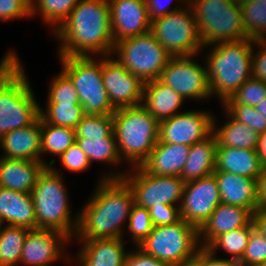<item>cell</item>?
Listing matches in <instances>:
<instances>
[{"label":"cell","mask_w":266,"mask_h":266,"mask_svg":"<svg viewBox=\"0 0 266 266\" xmlns=\"http://www.w3.org/2000/svg\"><path fill=\"white\" fill-rule=\"evenodd\" d=\"M61 166L73 173H82L91 167L87 155L74 143L59 158Z\"/></svg>","instance_id":"7bdbcfd3"},{"label":"cell","mask_w":266,"mask_h":266,"mask_svg":"<svg viewBox=\"0 0 266 266\" xmlns=\"http://www.w3.org/2000/svg\"><path fill=\"white\" fill-rule=\"evenodd\" d=\"M253 42L246 38L203 47L210 49L202 58H205L211 96L220 104L252 77Z\"/></svg>","instance_id":"277c9868"},{"label":"cell","mask_w":266,"mask_h":266,"mask_svg":"<svg viewBox=\"0 0 266 266\" xmlns=\"http://www.w3.org/2000/svg\"><path fill=\"white\" fill-rule=\"evenodd\" d=\"M56 161V158H51L49 167L39 175L31 192L36 227L58 230L73 240L78 229L79 213H75L73 218L63 170L54 166Z\"/></svg>","instance_id":"5b68a950"},{"label":"cell","mask_w":266,"mask_h":266,"mask_svg":"<svg viewBox=\"0 0 266 266\" xmlns=\"http://www.w3.org/2000/svg\"><path fill=\"white\" fill-rule=\"evenodd\" d=\"M203 46L248 38L239 5L232 0H188Z\"/></svg>","instance_id":"ba28073f"},{"label":"cell","mask_w":266,"mask_h":266,"mask_svg":"<svg viewBox=\"0 0 266 266\" xmlns=\"http://www.w3.org/2000/svg\"><path fill=\"white\" fill-rule=\"evenodd\" d=\"M148 210L153 226L171 225L182 219L180 206H152Z\"/></svg>","instance_id":"f6af8a7d"},{"label":"cell","mask_w":266,"mask_h":266,"mask_svg":"<svg viewBox=\"0 0 266 266\" xmlns=\"http://www.w3.org/2000/svg\"><path fill=\"white\" fill-rule=\"evenodd\" d=\"M80 0H31V17L40 15L43 24L51 26L52 33L69 16Z\"/></svg>","instance_id":"1f68e13d"},{"label":"cell","mask_w":266,"mask_h":266,"mask_svg":"<svg viewBox=\"0 0 266 266\" xmlns=\"http://www.w3.org/2000/svg\"><path fill=\"white\" fill-rule=\"evenodd\" d=\"M61 71L77 90L85 114L112 115L113 107L102 81V56L58 57Z\"/></svg>","instance_id":"52a82bcc"},{"label":"cell","mask_w":266,"mask_h":266,"mask_svg":"<svg viewBox=\"0 0 266 266\" xmlns=\"http://www.w3.org/2000/svg\"><path fill=\"white\" fill-rule=\"evenodd\" d=\"M257 266H266V262L260 264V265H257Z\"/></svg>","instance_id":"6f0895ef"},{"label":"cell","mask_w":266,"mask_h":266,"mask_svg":"<svg viewBox=\"0 0 266 266\" xmlns=\"http://www.w3.org/2000/svg\"><path fill=\"white\" fill-rule=\"evenodd\" d=\"M102 81L115 109L141 105L145 83L111 55L102 56Z\"/></svg>","instance_id":"e0dca14e"},{"label":"cell","mask_w":266,"mask_h":266,"mask_svg":"<svg viewBox=\"0 0 266 266\" xmlns=\"http://www.w3.org/2000/svg\"><path fill=\"white\" fill-rule=\"evenodd\" d=\"M190 147L157 141L148 158L140 165L147 173L157 176H180Z\"/></svg>","instance_id":"cb8c5ba5"},{"label":"cell","mask_w":266,"mask_h":266,"mask_svg":"<svg viewBox=\"0 0 266 266\" xmlns=\"http://www.w3.org/2000/svg\"><path fill=\"white\" fill-rule=\"evenodd\" d=\"M222 111L226 117L223 125L217 123L215 115L213 117V134L216 136L217 147L257 150L260 135L249 126L234 120L224 109Z\"/></svg>","instance_id":"f546056e"},{"label":"cell","mask_w":266,"mask_h":266,"mask_svg":"<svg viewBox=\"0 0 266 266\" xmlns=\"http://www.w3.org/2000/svg\"><path fill=\"white\" fill-rule=\"evenodd\" d=\"M71 241L67 235L58 230H29L22 248L19 266H53L60 259L71 264L69 257L71 254L68 253L69 250L67 251V244L73 243Z\"/></svg>","instance_id":"9a60e30c"},{"label":"cell","mask_w":266,"mask_h":266,"mask_svg":"<svg viewBox=\"0 0 266 266\" xmlns=\"http://www.w3.org/2000/svg\"><path fill=\"white\" fill-rule=\"evenodd\" d=\"M46 167L41 161L0 157V187L31 194Z\"/></svg>","instance_id":"603a6c76"},{"label":"cell","mask_w":266,"mask_h":266,"mask_svg":"<svg viewBox=\"0 0 266 266\" xmlns=\"http://www.w3.org/2000/svg\"><path fill=\"white\" fill-rule=\"evenodd\" d=\"M41 118L28 127L18 128L0 138V157L41 161Z\"/></svg>","instance_id":"44dd1931"},{"label":"cell","mask_w":266,"mask_h":266,"mask_svg":"<svg viewBox=\"0 0 266 266\" xmlns=\"http://www.w3.org/2000/svg\"><path fill=\"white\" fill-rule=\"evenodd\" d=\"M264 262H266V239L254 229L239 263L242 266H257Z\"/></svg>","instance_id":"b9f144b4"},{"label":"cell","mask_w":266,"mask_h":266,"mask_svg":"<svg viewBox=\"0 0 266 266\" xmlns=\"http://www.w3.org/2000/svg\"><path fill=\"white\" fill-rule=\"evenodd\" d=\"M153 227L149 210L134 205L124 232L129 239L126 241H131L130 243L137 247L152 232Z\"/></svg>","instance_id":"8d00e7d4"},{"label":"cell","mask_w":266,"mask_h":266,"mask_svg":"<svg viewBox=\"0 0 266 266\" xmlns=\"http://www.w3.org/2000/svg\"><path fill=\"white\" fill-rule=\"evenodd\" d=\"M137 248L168 266H177L193 257L201 246L198 229L181 219L175 224L154 226Z\"/></svg>","instance_id":"30bf717a"},{"label":"cell","mask_w":266,"mask_h":266,"mask_svg":"<svg viewBox=\"0 0 266 266\" xmlns=\"http://www.w3.org/2000/svg\"><path fill=\"white\" fill-rule=\"evenodd\" d=\"M111 56L144 83L159 79L173 57L151 32L114 43Z\"/></svg>","instance_id":"9c48e42d"},{"label":"cell","mask_w":266,"mask_h":266,"mask_svg":"<svg viewBox=\"0 0 266 266\" xmlns=\"http://www.w3.org/2000/svg\"><path fill=\"white\" fill-rule=\"evenodd\" d=\"M123 266H168L166 263L143 253L139 248L129 249Z\"/></svg>","instance_id":"c3c4849f"},{"label":"cell","mask_w":266,"mask_h":266,"mask_svg":"<svg viewBox=\"0 0 266 266\" xmlns=\"http://www.w3.org/2000/svg\"><path fill=\"white\" fill-rule=\"evenodd\" d=\"M259 208H266V166L257 180Z\"/></svg>","instance_id":"816d5d0a"},{"label":"cell","mask_w":266,"mask_h":266,"mask_svg":"<svg viewBox=\"0 0 266 266\" xmlns=\"http://www.w3.org/2000/svg\"><path fill=\"white\" fill-rule=\"evenodd\" d=\"M221 203L247 208L252 214L259 209L257 179L214 171Z\"/></svg>","instance_id":"7402d4cb"},{"label":"cell","mask_w":266,"mask_h":266,"mask_svg":"<svg viewBox=\"0 0 266 266\" xmlns=\"http://www.w3.org/2000/svg\"><path fill=\"white\" fill-rule=\"evenodd\" d=\"M194 56L172 57L163 69L159 80L180 94L186 101H210L212 98L205 61L198 63Z\"/></svg>","instance_id":"4fadbf2b"},{"label":"cell","mask_w":266,"mask_h":266,"mask_svg":"<svg viewBox=\"0 0 266 266\" xmlns=\"http://www.w3.org/2000/svg\"><path fill=\"white\" fill-rule=\"evenodd\" d=\"M31 17V0H0V22Z\"/></svg>","instance_id":"ee69618b"},{"label":"cell","mask_w":266,"mask_h":266,"mask_svg":"<svg viewBox=\"0 0 266 266\" xmlns=\"http://www.w3.org/2000/svg\"><path fill=\"white\" fill-rule=\"evenodd\" d=\"M265 98L266 83L251 77L222 104H245L255 107Z\"/></svg>","instance_id":"ab89813d"},{"label":"cell","mask_w":266,"mask_h":266,"mask_svg":"<svg viewBox=\"0 0 266 266\" xmlns=\"http://www.w3.org/2000/svg\"><path fill=\"white\" fill-rule=\"evenodd\" d=\"M174 1V0H173ZM172 0H146L150 21L165 16L166 14L179 10L188 0H175V7L170 5L174 4ZM178 4V5H177ZM179 6V7H178Z\"/></svg>","instance_id":"7dc6e473"},{"label":"cell","mask_w":266,"mask_h":266,"mask_svg":"<svg viewBox=\"0 0 266 266\" xmlns=\"http://www.w3.org/2000/svg\"><path fill=\"white\" fill-rule=\"evenodd\" d=\"M28 231L29 229L18 226L0 227V266H19Z\"/></svg>","instance_id":"d6a6232c"},{"label":"cell","mask_w":266,"mask_h":266,"mask_svg":"<svg viewBox=\"0 0 266 266\" xmlns=\"http://www.w3.org/2000/svg\"><path fill=\"white\" fill-rule=\"evenodd\" d=\"M216 148L217 140L213 133L205 140L193 144L180 177L190 182L213 174L216 168Z\"/></svg>","instance_id":"f1b7e54d"},{"label":"cell","mask_w":266,"mask_h":266,"mask_svg":"<svg viewBox=\"0 0 266 266\" xmlns=\"http://www.w3.org/2000/svg\"><path fill=\"white\" fill-rule=\"evenodd\" d=\"M112 115L85 114L75 128L76 138L108 137L113 132Z\"/></svg>","instance_id":"f35d334b"},{"label":"cell","mask_w":266,"mask_h":266,"mask_svg":"<svg viewBox=\"0 0 266 266\" xmlns=\"http://www.w3.org/2000/svg\"><path fill=\"white\" fill-rule=\"evenodd\" d=\"M214 114L205 110H184L159 122V142L192 146L213 133Z\"/></svg>","instance_id":"5bb4252c"},{"label":"cell","mask_w":266,"mask_h":266,"mask_svg":"<svg viewBox=\"0 0 266 266\" xmlns=\"http://www.w3.org/2000/svg\"><path fill=\"white\" fill-rule=\"evenodd\" d=\"M255 109L266 118V98L255 106Z\"/></svg>","instance_id":"11a10c76"},{"label":"cell","mask_w":266,"mask_h":266,"mask_svg":"<svg viewBox=\"0 0 266 266\" xmlns=\"http://www.w3.org/2000/svg\"><path fill=\"white\" fill-rule=\"evenodd\" d=\"M91 197L79 211L74 240L126 238L124 232L134 203L133 193L123 179L101 175Z\"/></svg>","instance_id":"7a4b0ae2"},{"label":"cell","mask_w":266,"mask_h":266,"mask_svg":"<svg viewBox=\"0 0 266 266\" xmlns=\"http://www.w3.org/2000/svg\"><path fill=\"white\" fill-rule=\"evenodd\" d=\"M234 120L249 126L259 135L266 131V118L253 106L245 104H221Z\"/></svg>","instance_id":"60d3db41"},{"label":"cell","mask_w":266,"mask_h":266,"mask_svg":"<svg viewBox=\"0 0 266 266\" xmlns=\"http://www.w3.org/2000/svg\"><path fill=\"white\" fill-rule=\"evenodd\" d=\"M39 108L44 122L71 129H75L85 115L81 104H45V107L40 105Z\"/></svg>","instance_id":"e575fe53"},{"label":"cell","mask_w":266,"mask_h":266,"mask_svg":"<svg viewBox=\"0 0 266 266\" xmlns=\"http://www.w3.org/2000/svg\"><path fill=\"white\" fill-rule=\"evenodd\" d=\"M204 266H242L239 261L228 259L225 257L219 258L204 248Z\"/></svg>","instance_id":"681fc988"},{"label":"cell","mask_w":266,"mask_h":266,"mask_svg":"<svg viewBox=\"0 0 266 266\" xmlns=\"http://www.w3.org/2000/svg\"><path fill=\"white\" fill-rule=\"evenodd\" d=\"M122 179L131 188L135 205L147 209L180 206L186 183L180 176L151 175L141 166L129 169Z\"/></svg>","instance_id":"7c38bea8"},{"label":"cell","mask_w":266,"mask_h":266,"mask_svg":"<svg viewBox=\"0 0 266 266\" xmlns=\"http://www.w3.org/2000/svg\"><path fill=\"white\" fill-rule=\"evenodd\" d=\"M263 167L257 150L235 147L216 148L215 171L230 172L258 180Z\"/></svg>","instance_id":"83f0119b"},{"label":"cell","mask_w":266,"mask_h":266,"mask_svg":"<svg viewBox=\"0 0 266 266\" xmlns=\"http://www.w3.org/2000/svg\"><path fill=\"white\" fill-rule=\"evenodd\" d=\"M252 78L266 83V40H254L253 42Z\"/></svg>","instance_id":"bcb514c9"},{"label":"cell","mask_w":266,"mask_h":266,"mask_svg":"<svg viewBox=\"0 0 266 266\" xmlns=\"http://www.w3.org/2000/svg\"><path fill=\"white\" fill-rule=\"evenodd\" d=\"M257 152L260 156L263 166H266V131L259 136Z\"/></svg>","instance_id":"db71d44e"},{"label":"cell","mask_w":266,"mask_h":266,"mask_svg":"<svg viewBox=\"0 0 266 266\" xmlns=\"http://www.w3.org/2000/svg\"><path fill=\"white\" fill-rule=\"evenodd\" d=\"M252 215L247 208L220 203L198 230L200 246L206 248L217 236L247 226Z\"/></svg>","instance_id":"ffe728a7"},{"label":"cell","mask_w":266,"mask_h":266,"mask_svg":"<svg viewBox=\"0 0 266 266\" xmlns=\"http://www.w3.org/2000/svg\"><path fill=\"white\" fill-rule=\"evenodd\" d=\"M150 32L173 57L199 55L204 49L189 3L151 21Z\"/></svg>","instance_id":"8fae6325"},{"label":"cell","mask_w":266,"mask_h":266,"mask_svg":"<svg viewBox=\"0 0 266 266\" xmlns=\"http://www.w3.org/2000/svg\"><path fill=\"white\" fill-rule=\"evenodd\" d=\"M114 43L151 30L146 0H108Z\"/></svg>","instance_id":"ac0fdd59"},{"label":"cell","mask_w":266,"mask_h":266,"mask_svg":"<svg viewBox=\"0 0 266 266\" xmlns=\"http://www.w3.org/2000/svg\"><path fill=\"white\" fill-rule=\"evenodd\" d=\"M177 266H204V248L201 247L193 257L185 259Z\"/></svg>","instance_id":"f5cc1de1"},{"label":"cell","mask_w":266,"mask_h":266,"mask_svg":"<svg viewBox=\"0 0 266 266\" xmlns=\"http://www.w3.org/2000/svg\"><path fill=\"white\" fill-rule=\"evenodd\" d=\"M78 252L70 256L75 266H123L129 250L123 238L75 240Z\"/></svg>","instance_id":"d6986e66"},{"label":"cell","mask_w":266,"mask_h":266,"mask_svg":"<svg viewBox=\"0 0 266 266\" xmlns=\"http://www.w3.org/2000/svg\"><path fill=\"white\" fill-rule=\"evenodd\" d=\"M186 101L159 79L145 82L141 105L159 122L180 113Z\"/></svg>","instance_id":"484cf974"},{"label":"cell","mask_w":266,"mask_h":266,"mask_svg":"<svg viewBox=\"0 0 266 266\" xmlns=\"http://www.w3.org/2000/svg\"><path fill=\"white\" fill-rule=\"evenodd\" d=\"M18 55L10 49L0 60V138L40 117V103Z\"/></svg>","instance_id":"3957f363"},{"label":"cell","mask_w":266,"mask_h":266,"mask_svg":"<svg viewBox=\"0 0 266 266\" xmlns=\"http://www.w3.org/2000/svg\"><path fill=\"white\" fill-rule=\"evenodd\" d=\"M244 31L249 39L266 40V0L240 5Z\"/></svg>","instance_id":"d590c367"},{"label":"cell","mask_w":266,"mask_h":266,"mask_svg":"<svg viewBox=\"0 0 266 266\" xmlns=\"http://www.w3.org/2000/svg\"><path fill=\"white\" fill-rule=\"evenodd\" d=\"M0 222L2 225L37 229L31 194L0 187Z\"/></svg>","instance_id":"d4e9b609"},{"label":"cell","mask_w":266,"mask_h":266,"mask_svg":"<svg viewBox=\"0 0 266 266\" xmlns=\"http://www.w3.org/2000/svg\"><path fill=\"white\" fill-rule=\"evenodd\" d=\"M75 143L87 155L91 165L93 162H100L103 165L106 163L105 165L115 166V171L112 169L109 172H102L104 179H122L128 171V169L120 170L119 168L121 167L119 165L124 163L118 151L114 131L108 137L76 138Z\"/></svg>","instance_id":"4316f807"},{"label":"cell","mask_w":266,"mask_h":266,"mask_svg":"<svg viewBox=\"0 0 266 266\" xmlns=\"http://www.w3.org/2000/svg\"><path fill=\"white\" fill-rule=\"evenodd\" d=\"M254 224L251 221L247 226L235 229L220 236H217L207 247L212 254L216 255L217 250L223 251L228 259L239 261L247 247L251 232L254 230Z\"/></svg>","instance_id":"836d02e7"},{"label":"cell","mask_w":266,"mask_h":266,"mask_svg":"<svg viewBox=\"0 0 266 266\" xmlns=\"http://www.w3.org/2000/svg\"><path fill=\"white\" fill-rule=\"evenodd\" d=\"M56 74L48 85L46 104H80L71 80L62 71Z\"/></svg>","instance_id":"74e56055"},{"label":"cell","mask_w":266,"mask_h":266,"mask_svg":"<svg viewBox=\"0 0 266 266\" xmlns=\"http://www.w3.org/2000/svg\"><path fill=\"white\" fill-rule=\"evenodd\" d=\"M57 57H91L112 54L114 41L108 0H80L52 33Z\"/></svg>","instance_id":"6da1fadb"},{"label":"cell","mask_w":266,"mask_h":266,"mask_svg":"<svg viewBox=\"0 0 266 266\" xmlns=\"http://www.w3.org/2000/svg\"><path fill=\"white\" fill-rule=\"evenodd\" d=\"M41 131V162L49 167V162L45 160L44 155L49 154L54 158H59L76 142L75 129L55 126L41 119Z\"/></svg>","instance_id":"4dcf8cb0"},{"label":"cell","mask_w":266,"mask_h":266,"mask_svg":"<svg viewBox=\"0 0 266 266\" xmlns=\"http://www.w3.org/2000/svg\"><path fill=\"white\" fill-rule=\"evenodd\" d=\"M233 1V3H235L236 5H242V4H244L245 2H247V1H250V0H232Z\"/></svg>","instance_id":"9f6ffc18"},{"label":"cell","mask_w":266,"mask_h":266,"mask_svg":"<svg viewBox=\"0 0 266 266\" xmlns=\"http://www.w3.org/2000/svg\"><path fill=\"white\" fill-rule=\"evenodd\" d=\"M112 116L122 161L128 168L140 166L159 139V121L142 105L116 109Z\"/></svg>","instance_id":"8992f818"},{"label":"cell","mask_w":266,"mask_h":266,"mask_svg":"<svg viewBox=\"0 0 266 266\" xmlns=\"http://www.w3.org/2000/svg\"><path fill=\"white\" fill-rule=\"evenodd\" d=\"M255 230L266 239V208H259L252 215Z\"/></svg>","instance_id":"f907efd6"},{"label":"cell","mask_w":266,"mask_h":266,"mask_svg":"<svg viewBox=\"0 0 266 266\" xmlns=\"http://www.w3.org/2000/svg\"><path fill=\"white\" fill-rule=\"evenodd\" d=\"M220 203L218 182L214 174L186 182L180 204L181 218L199 230Z\"/></svg>","instance_id":"2e32d148"}]
</instances>
